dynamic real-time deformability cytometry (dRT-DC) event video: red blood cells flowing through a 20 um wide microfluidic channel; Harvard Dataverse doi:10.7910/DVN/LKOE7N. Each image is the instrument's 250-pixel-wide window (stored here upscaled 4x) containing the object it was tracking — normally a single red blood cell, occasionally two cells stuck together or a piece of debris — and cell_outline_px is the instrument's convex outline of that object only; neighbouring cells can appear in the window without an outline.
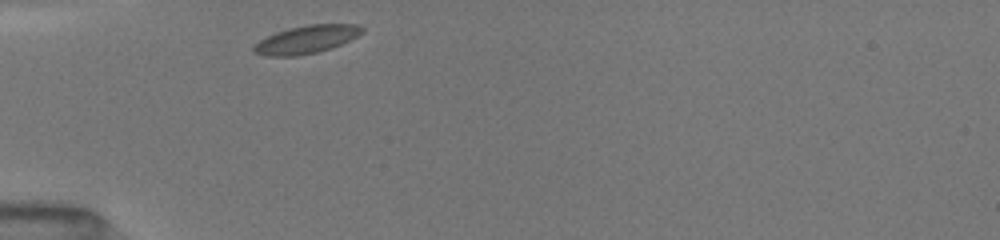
{"species": "common noctule bat (a hibernating species)", "species_latin": "Nyctalus noctula", "temperature_condition": "room temperature", "stored_images_in_passage": 29, "camera_frame_rate_fps": 3000, "um_per_image_px": 0.085, "animal": {"sex": "female", "body_mass_g": 19.5, "forearm_length_mm": 54.1}, "frame": {"image": 1, "passage_image": 1, "time_ms": 0.0, "image_size_px": [1000, 240], "cell_outline_px": [[364, 32], [332, 48], [316, 52], [296, 56], [264, 56], [252, 52], [252, 48], [260, 40], [276, 32], [288, 28], [308, 24], [360, 24], [364, 28]], "centroid_in_image_um": [26.04, 3.35], "position_along_channel_um": 59.0, "area_um2": 17.63}}
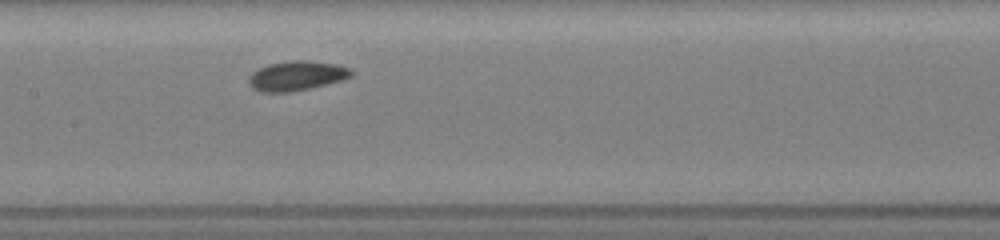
{"frame": {"image": 2, "passage_image": 11, "time_ms": 3.333, "image_size_px": [1000, 240], "cell_outline_px": [[352, 76], [340, 80], [292, 92], [260, 92], [252, 88], [248, 84], [248, 76], [252, 72], [268, 64], [292, 60], [308, 60], [336, 64], [348, 68], [352, 72]], "centroid_in_image_um": [25.15, 6.44], "position_along_channel_um": 182.3, "area_um2": 17.57}}
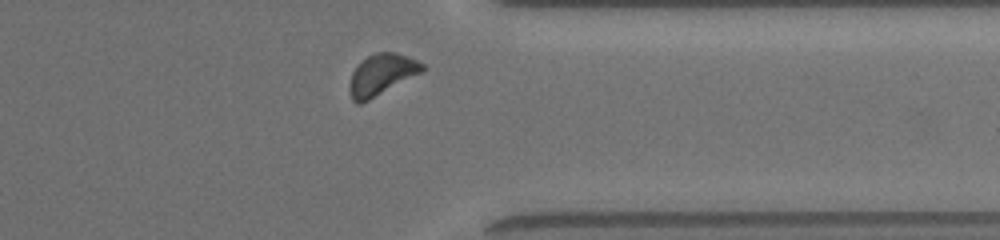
{"frame": {"image": 3, "passage_image": 26, "time_ms": 8.333, "image_size_px": [1000, 240], "cell_outline_px": [[424, 68], [420, 72], [368, 100], [360, 104], [356, 104], [352, 100], [348, 88], [348, 84], [352, 72], [368, 56], [376, 52], [396, 52], [408, 56], [424, 64]], "centroid_in_image_um": [32.39, 6.34], "position_along_channel_um": 379.0, "area_um2": 16.99}, "authors_computed_cell_mechanics": {"area_um2": 16.9932, "velocity_mm_per_s": 3.9931, "shape_relaxation_time_tau1_ms": 0.9773, "shape_relaxation_time_tau2_ms": null, "deformation_change_tau1": 0.0562, "deformation_change_tau2": null}}